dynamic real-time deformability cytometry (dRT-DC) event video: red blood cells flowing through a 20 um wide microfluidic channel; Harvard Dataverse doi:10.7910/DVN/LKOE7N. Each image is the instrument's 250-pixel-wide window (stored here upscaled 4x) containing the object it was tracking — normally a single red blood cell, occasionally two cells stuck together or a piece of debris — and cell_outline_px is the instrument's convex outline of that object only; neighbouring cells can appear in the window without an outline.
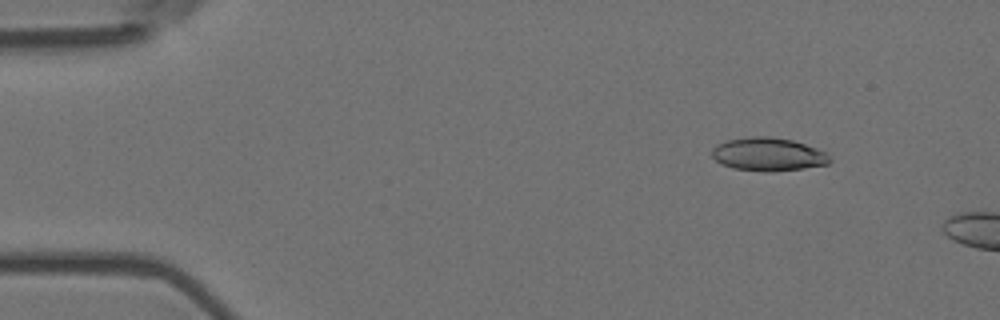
{"species": "Egyptian fruit bat (a non-hibernating species)", "species_latin": "Rousettus aegyptiacus", "temperature_condition": "room temperature", "stored_images_in_passage": 11, "camera_frame_rate_fps": 3000, "um_per_image_px": 0.085, "animal": {"sex": "female"}, "frame": {"image": 1, "passage_image": 7, "time_ms": 2.0, "image_size_px": [1000, 320], "cell_outline_px": [[832, 160], [828, 164], [800, 168], [764, 172], [732, 168], [720, 164], [712, 156], [712, 148], [716, 144], [728, 140], [752, 136], [768, 136], [792, 140], [828, 152]], "centroid_in_image_um": [65.28, 13.11], "position_along_channel_um": 19.7, "area_um2": 22.83}}